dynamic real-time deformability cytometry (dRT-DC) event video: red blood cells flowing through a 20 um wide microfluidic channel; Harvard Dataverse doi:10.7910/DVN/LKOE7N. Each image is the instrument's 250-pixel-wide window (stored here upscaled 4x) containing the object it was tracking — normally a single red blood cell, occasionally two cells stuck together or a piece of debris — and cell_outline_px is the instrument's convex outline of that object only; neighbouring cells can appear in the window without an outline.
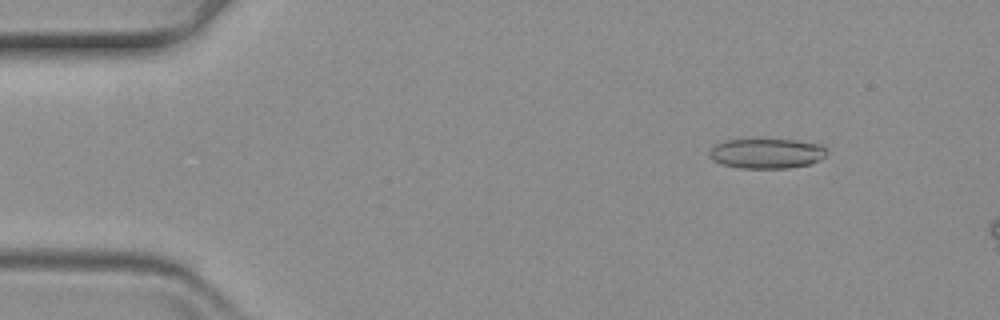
{"species": "common noctule bat (a hibernating species)", "species_latin": "Nyctalus noctula", "temperature_condition": "warm", "stored_images_in_passage": 14, "camera_frame_rate_fps": 3000, "um_per_image_px": 0.085, "animal": {"sex": "female", "body_mass_g": 19.3, "forearm_length_mm": 54.1}, "frame": {"image": 1, "passage_image": 8, "time_ms": 2.333, "image_size_px": [1000, 320], "cell_outline_px": [[828, 152], [824, 156], [808, 164], [788, 168], [740, 168], [720, 164], [712, 160], [708, 152], [716, 144], [724, 140], [796, 140], [820, 144]], "centroid_in_image_um": [65.12, 13.04], "position_along_channel_um": 19.9, "area_um2": 20.29}}